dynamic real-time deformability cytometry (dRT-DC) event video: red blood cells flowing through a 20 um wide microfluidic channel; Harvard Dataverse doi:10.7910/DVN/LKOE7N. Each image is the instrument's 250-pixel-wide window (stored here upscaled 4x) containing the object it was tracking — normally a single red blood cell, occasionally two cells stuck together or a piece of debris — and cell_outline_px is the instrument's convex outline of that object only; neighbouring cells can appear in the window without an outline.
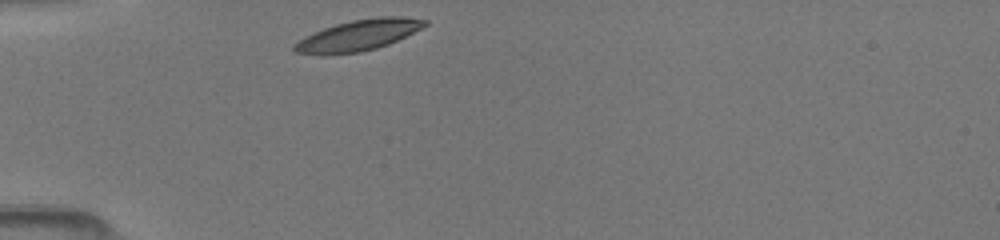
{"species": "common noctule bat (a hibernating species)", "species_latin": "Nyctalus noctula", "temperature_condition": "room temperature", "stored_images_in_passage": 24, "camera_frame_rate_fps": 3000, "um_per_image_px": 0.085, "animal": {"sex": "female", "body_mass_g": 19.5, "forearm_length_mm": 54.1}, "frame": {"image": 1, "passage_image": 1, "time_ms": 0.0, "image_size_px": [1000, 240], "cell_outline_px": [[428, 24], [388, 44], [376, 48], [360, 52], [324, 56], [320, 56], [296, 52], [292, 48], [292, 44], [304, 36], [324, 28], [336, 24], [352, 20], [380, 16], [400, 16], [428, 20]], "centroid_in_image_um": [30.38, 3.01], "position_along_channel_um": 54.6, "area_um2": 23.58}}
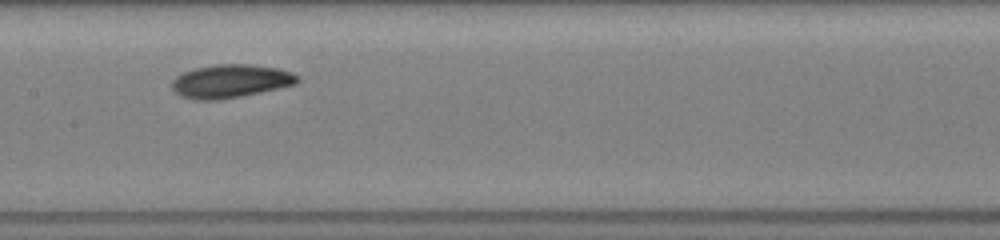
{"frame": {"image": 2, "passage_image": 10, "time_ms": 3.667, "image_size_px": [1000, 240], "cell_outline_px": [[300, 80], [296, 84], [260, 92], [220, 100], [192, 100], [180, 96], [172, 88], [172, 80], [176, 76], [184, 72], [196, 68], [216, 64], [252, 64], [276, 68], [292, 72], [300, 76]], "centroid_in_image_um": [19.6, 6.9], "position_along_channel_um": 187.8, "area_um2": 24.45}}
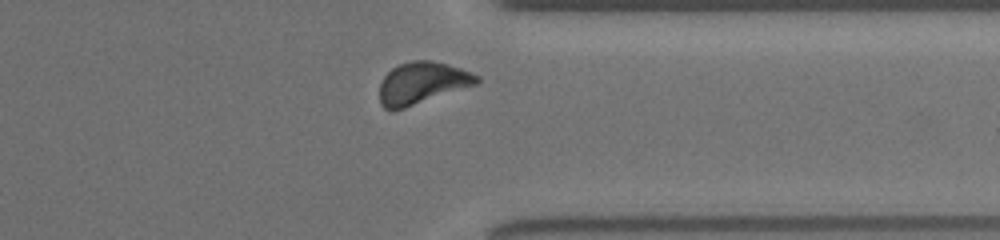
{"frame": {"image": 3, "passage_image": 21, "time_ms": 8.333, "image_size_px": [1000, 240], "cell_outline_px": [[480, 80], [476, 84], [392, 112], [384, 108], [380, 104], [380, 84], [384, 76], [392, 68], [400, 64], [412, 60], [432, 60], [460, 68], [472, 72], [480, 76]], "centroid_in_image_um": [35.86, 7.06], "position_along_channel_um": 375.5, "area_um2": 23.64}}